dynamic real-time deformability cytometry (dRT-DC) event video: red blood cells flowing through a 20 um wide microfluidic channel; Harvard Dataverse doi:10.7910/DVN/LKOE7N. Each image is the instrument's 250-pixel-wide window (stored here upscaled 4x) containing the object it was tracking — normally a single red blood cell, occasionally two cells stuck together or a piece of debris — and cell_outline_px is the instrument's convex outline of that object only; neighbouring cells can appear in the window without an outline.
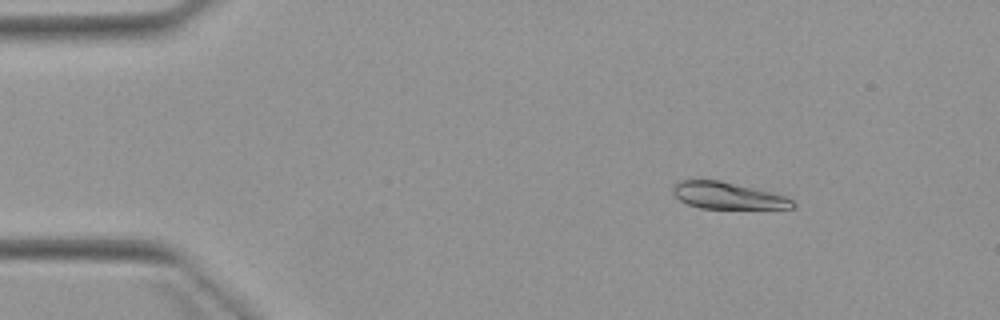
{"species": "Egyptian fruit bat (a non-hibernating species)", "species_latin": "Rousettus aegyptiacus", "temperature_condition": "warm", "stored_images_in_passage": 4, "camera_frame_rate_fps": 3000, "um_per_image_px": 0.085, "animal": {"sex": "female"}, "frame": {"image": 1, "passage_image": 2, "time_ms": 1.0, "image_size_px": [1000, 320], "cell_outline_px": [[796, 204], [792, 208], [700, 208], [688, 204], [680, 200], [672, 192], [672, 184], [680, 180], [720, 180], [784, 196], [792, 200]], "centroid_in_image_um": [61.78, 16.62], "position_along_channel_um": 23.2, "area_um2": 18.32}}
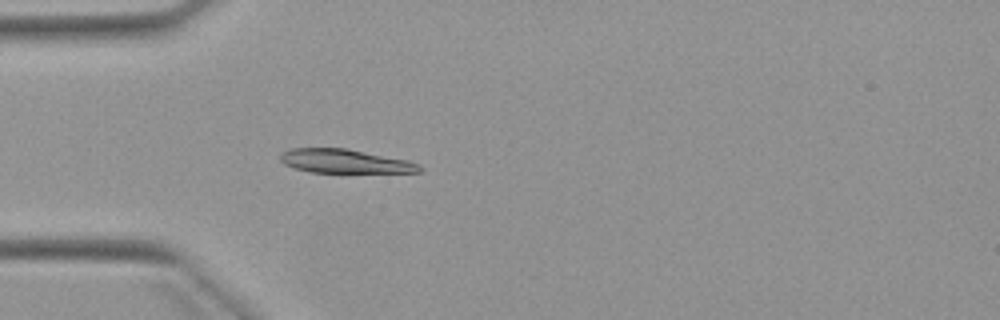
{"frame": {"image": 2, "passage_image": 4, "time_ms": 3.667, "image_size_px": [1000, 320], "cell_outline_px": [[424, 168], [420, 172], [312, 172], [296, 168], [284, 164], [280, 160], [280, 152], [292, 148], [344, 148], [408, 160], [420, 164]], "centroid_in_image_um": [29.32, 13.7], "position_along_channel_um": 55.7, "area_um2": 19.19}}